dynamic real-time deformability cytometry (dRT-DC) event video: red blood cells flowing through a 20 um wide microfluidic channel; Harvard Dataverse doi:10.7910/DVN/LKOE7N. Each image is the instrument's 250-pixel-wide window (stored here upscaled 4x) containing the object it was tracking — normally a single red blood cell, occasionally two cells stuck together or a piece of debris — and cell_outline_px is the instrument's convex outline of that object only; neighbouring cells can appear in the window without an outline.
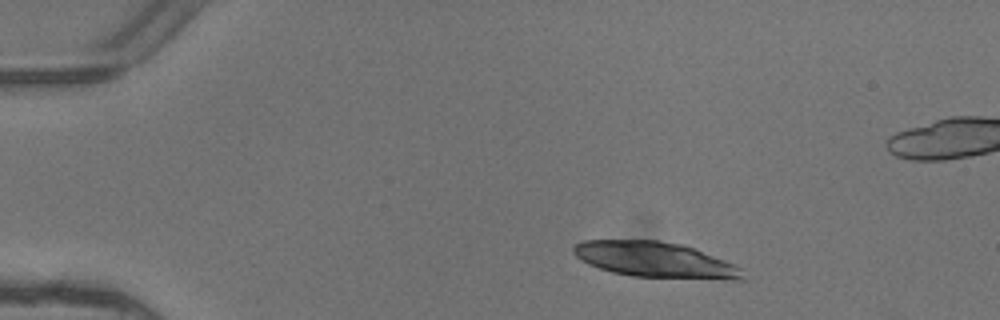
{"species": "common noctule bat (a hibernating species)", "species_latin": "Nyctalus noctula", "temperature_condition": "warm", "stored_images_in_passage": 4, "camera_frame_rate_fps": 3000, "um_per_image_px": 0.085, "animal": {"sex": "female"}, "frame": {"image": 1, "passage_image": 1, "time_ms": 0.0, "image_size_px": [1000, 320], "cell_outline_px": [[744, 280], [732, 280], [632, 276], [612, 272], [588, 264], [580, 260], [572, 252], [572, 248], [576, 244], [584, 240], [656, 240], [684, 244], [724, 260], [740, 268], [744, 276]], "centroid_in_image_um": [55.67, 22.08], "position_along_channel_um": 29.3, "area_um2": 35.03}}